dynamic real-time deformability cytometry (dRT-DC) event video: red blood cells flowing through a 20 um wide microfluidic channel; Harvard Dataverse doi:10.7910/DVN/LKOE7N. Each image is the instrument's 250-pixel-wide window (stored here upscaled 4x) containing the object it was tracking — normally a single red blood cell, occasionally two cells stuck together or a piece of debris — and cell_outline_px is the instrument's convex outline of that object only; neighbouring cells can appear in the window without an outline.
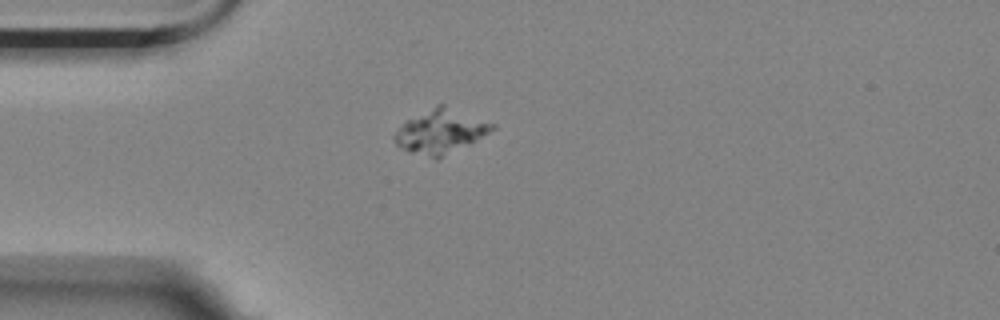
{"species": "Egyptian fruit bat (a non-hibernating species)", "species_latin": "Rousettus aegyptiacus", "temperature_condition": "room temperature", "stored_images_in_passage": 2, "camera_frame_rate_fps": 3000, "um_per_image_px": 0.085, "animal": {"sex": "female"}, "frame": {"image": 1, "passage_image": 1, "time_ms": 0.0, "image_size_px": [1000, 320], "cell_outline_px": [[496, 128], [436, 160], [400, 148], [396, 144], [392, 136], [408, 120], [436, 104], [444, 104], [496, 124]], "centroid_in_image_um": [37.44, 11.16], "position_along_channel_um": 47.6, "area_um2": 24.45}}